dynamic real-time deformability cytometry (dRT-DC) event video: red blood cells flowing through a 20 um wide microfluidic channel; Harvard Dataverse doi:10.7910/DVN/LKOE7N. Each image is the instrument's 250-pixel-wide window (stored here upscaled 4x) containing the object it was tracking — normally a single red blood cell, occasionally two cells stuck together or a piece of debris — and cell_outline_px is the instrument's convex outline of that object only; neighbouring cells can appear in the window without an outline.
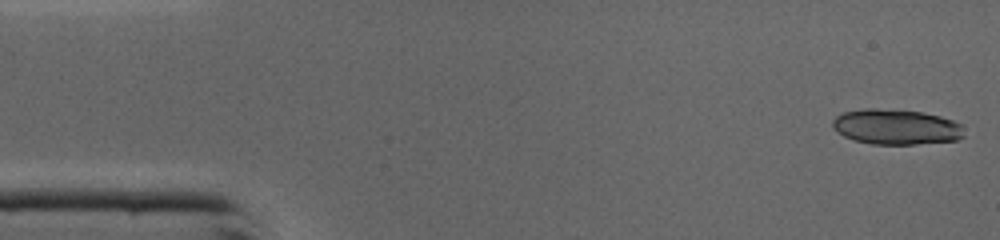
{"species": "common noctule bat (a hibernating species)", "species_latin": "Nyctalus noctula", "temperature_condition": "cold", "stored_images_in_passage": 44, "segment_of_instrument_passage": [1, 2], "camera_frame_rate_fps": 3000, "um_per_image_px": 0.085, "animal": {"sex": "male", "body_mass_g": 19.0, "forearm_length_mm": 50.8}, "frame": {"image": 1, "passage_image": 1, "time_ms": 0.0, "image_size_px": [1000, 240], "cell_outline_px": [[964, 136], [956, 140], [916, 144], [872, 144], [856, 140], [844, 136], [832, 128], [832, 120], [836, 116], [844, 112], [864, 108], [876, 108], [920, 112], [940, 116], [952, 120], [960, 124]], "centroid_in_image_um": [76.14, 10.78], "position_along_channel_um": 8.9, "area_um2": 26.88}}